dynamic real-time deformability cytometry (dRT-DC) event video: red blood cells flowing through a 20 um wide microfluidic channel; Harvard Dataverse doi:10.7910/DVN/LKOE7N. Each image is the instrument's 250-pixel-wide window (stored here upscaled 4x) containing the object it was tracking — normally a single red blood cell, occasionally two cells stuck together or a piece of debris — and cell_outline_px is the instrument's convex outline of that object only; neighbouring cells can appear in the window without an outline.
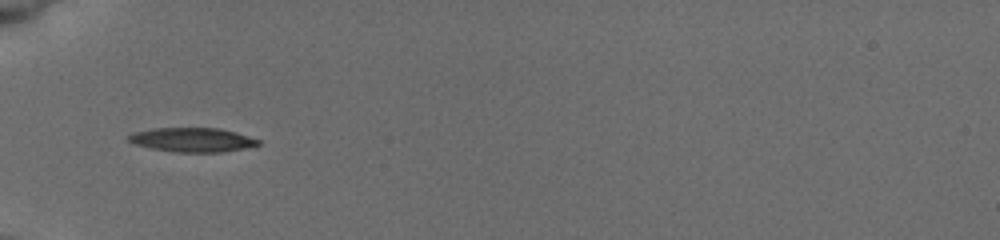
{"species": "common noctule bat (a hibernating species)", "species_latin": "Nyctalus noctula", "temperature_condition": "cold", "stored_images_in_passage": 7, "camera_frame_rate_fps": 3000, "um_per_image_px": 0.085, "animal": {"sex": "female", "body_mass_g": 19.5, "forearm_length_mm": 54.1}, "frame": {"image": 1, "passage_image": 1, "time_ms": 0.0, "image_size_px": [1000, 240], "cell_outline_px": [[260, 144], [244, 148], [220, 152], [172, 152], [152, 148], [136, 144], [128, 140], [128, 136], [136, 132], [152, 128], [220, 128], [236, 132], [260, 140]], "centroid_in_image_um": [16.37, 11.88], "position_along_channel_um": 68.6, "area_um2": 18.09}}
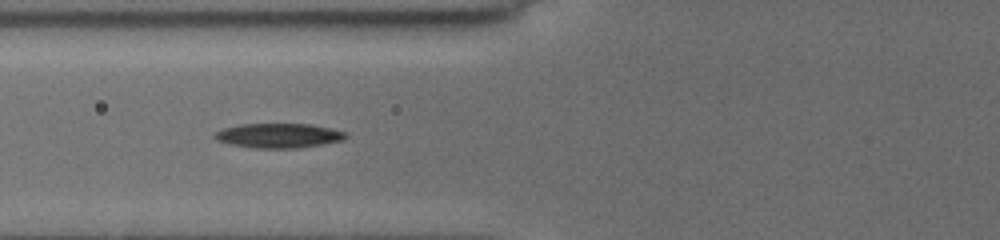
{"frame": {"image": 2, "passage_image": 6, "time_ms": 1.0, "image_size_px": [1000, 240], "cell_outline_px": [[348, 136], [344, 140], [296, 148], [256, 148], [232, 144], [216, 140], [212, 136], [216, 132], [224, 128], [240, 124], [312, 124], [344, 132]], "centroid_in_image_um": [23.66, 11.52], "position_along_channel_um": 102.1, "area_um2": 18.5}}